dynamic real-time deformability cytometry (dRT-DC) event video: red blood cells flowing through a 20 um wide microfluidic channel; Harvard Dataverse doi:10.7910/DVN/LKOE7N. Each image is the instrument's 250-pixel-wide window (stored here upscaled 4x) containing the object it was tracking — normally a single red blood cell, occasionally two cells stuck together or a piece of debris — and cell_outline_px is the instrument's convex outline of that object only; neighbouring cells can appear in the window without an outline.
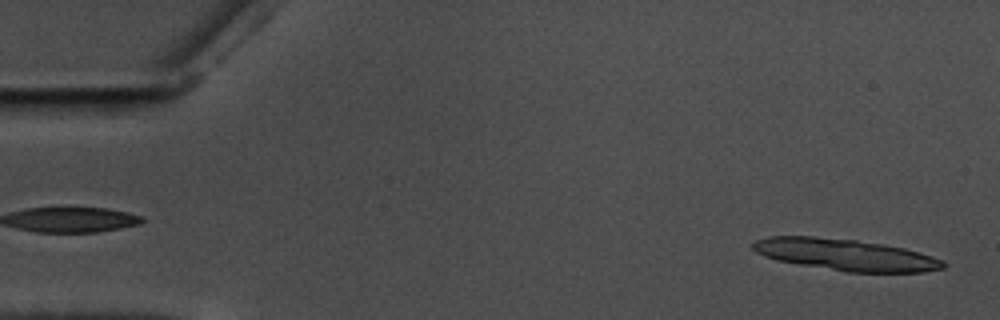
{"species": "common noctule bat (a hibernating species)", "species_latin": "Nyctalus noctula", "temperature_condition": "warm", "stored_images_in_passage": 14, "camera_frame_rate_fps": 3000, "um_per_image_px": 0.085, "animal": {"sex": "male", "body_mass_g": 17.5, "forearm_length_mm": 52.3}, "frame": {"image": 1, "passage_image": 1, "time_ms": 0.0, "image_size_px": [1000, 320], "cell_outline_px": [[948, 264], [944, 268], [920, 272], [848, 272], [776, 260], [764, 256], [756, 252], [752, 248], [752, 244], [756, 240], [768, 236], [812, 236], [856, 240], [884, 244], [904, 248], [944, 260]], "centroid_in_image_um": [71.86, 21.64], "position_along_channel_um": 13.1, "area_um2": 34.85}}